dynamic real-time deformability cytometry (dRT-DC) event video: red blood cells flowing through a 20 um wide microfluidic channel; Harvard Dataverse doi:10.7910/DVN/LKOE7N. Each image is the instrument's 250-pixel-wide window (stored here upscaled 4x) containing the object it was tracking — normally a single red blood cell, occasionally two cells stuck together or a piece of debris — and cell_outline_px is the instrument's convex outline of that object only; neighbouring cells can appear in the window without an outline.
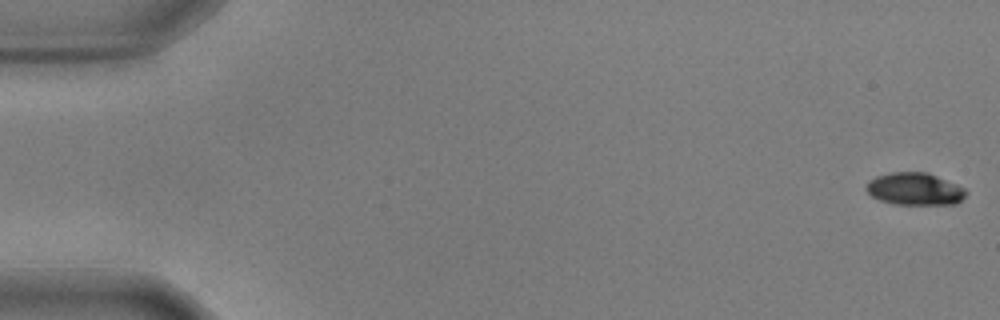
{"species": "common noctule bat (a hibernating species)", "species_latin": "Nyctalus noctula", "temperature_condition": "warm", "stored_images_in_passage": 57, "camera_frame_rate_fps": 3000, "um_per_image_px": 0.085, "animal": {"sex": "male", "body_mass_g": 17.9, "forearm_length_mm": 54.2}, "frame": {"image": 1, "passage_image": 1, "time_ms": 0.0, "image_size_px": [1000, 320], "cell_outline_px": [[968, 192], [956, 204], [892, 204], [880, 200], [872, 196], [864, 188], [868, 180], [876, 176], [892, 172], [928, 172], [956, 184], [964, 188]], "centroid_in_image_um": [77.72, 16.06], "position_along_channel_um": 7.3, "area_um2": 18.84}}
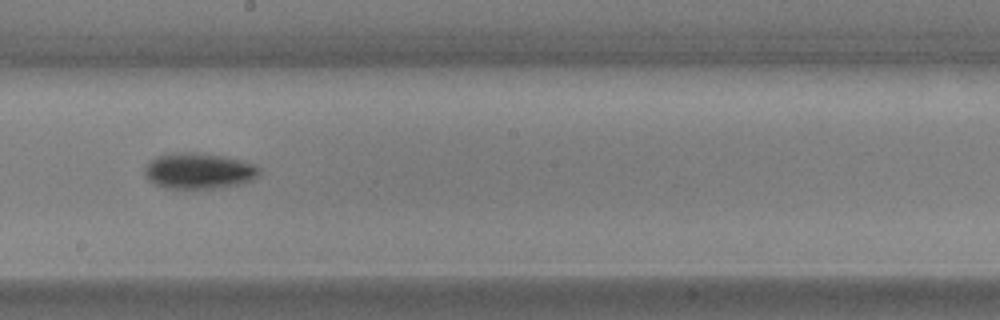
{"frame": {"image": 2, "passage_image": 32, "time_ms": 10.333, "image_size_px": [1000, 320], "cell_outline_px": [[260, 172], [252, 180], [240, 184], [220, 188], [164, 188], [152, 184], [144, 176], [144, 168], [156, 156], [172, 152], [196, 152], [224, 156], [256, 164], [260, 168]], "centroid_in_image_um": [16.87, 14.52], "position_along_channel_um": 231.3, "area_um2": 24.28}}
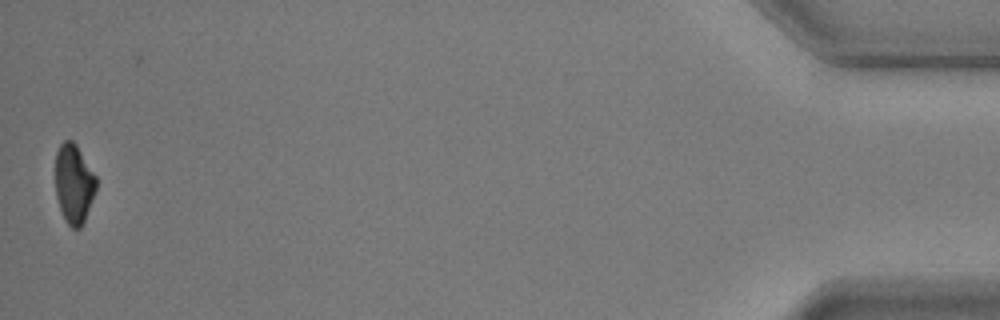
{"frame": {"image": 3, "passage_image": 56, "time_ms": 18.333, "image_size_px": [1000, 320], "cell_outline_px": [[96, 188], [84, 220], [80, 228], [72, 228], [64, 220], [56, 196], [56, 152], [60, 144], [64, 140], [72, 140], [76, 144], [96, 176]], "centroid_in_image_um": [6.27, 15.6], "position_along_channel_um": 428.9, "area_um2": 18.61}, "authors_computed_cell_mechanics": {"area_um2": 20.9814, "velocity_mm_per_s": 3.5969, "shape_relaxation_time_tau1_ms": 2.3812, "shape_relaxation_time_tau2_ms": null, "deformation_change_tau1": 0.1645, "deformation_change_tau2": null}}